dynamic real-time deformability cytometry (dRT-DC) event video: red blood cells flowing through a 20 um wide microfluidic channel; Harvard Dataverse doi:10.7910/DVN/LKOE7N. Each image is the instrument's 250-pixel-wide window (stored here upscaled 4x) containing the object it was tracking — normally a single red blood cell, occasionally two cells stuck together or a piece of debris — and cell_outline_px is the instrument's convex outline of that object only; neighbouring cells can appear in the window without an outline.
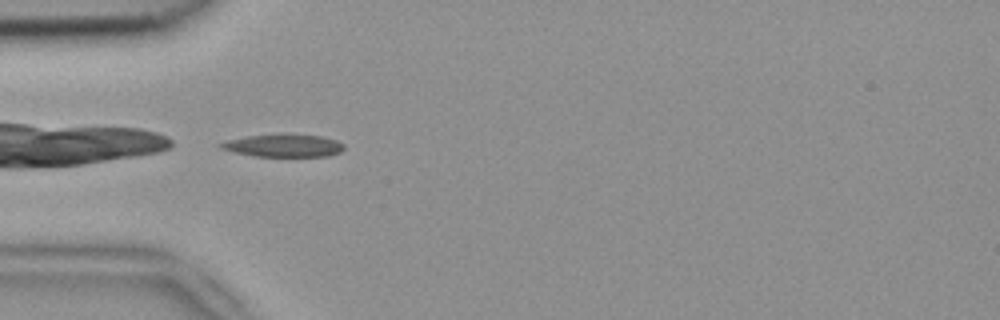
{"species": "common noctule bat (a hibernating species)", "species_latin": "Nyctalus noctula", "temperature_condition": "room temperature", "stored_images_in_passage": 5, "camera_frame_rate_fps": 3000, "um_per_image_px": 0.085, "animal": {"sex": "female", "body_mass_g": 18.4}, "frame": {"image": 1, "passage_image": 4, "time_ms": 1.0, "image_size_px": [1000, 320], "cell_outline_px": [[344, 148], [340, 152], [328, 156], [252, 156], [232, 152], [220, 148], [216, 144], [228, 140], [248, 136], [320, 136], [336, 140], [344, 144]], "centroid_in_image_um": [24.06, 12.41], "position_along_channel_um": 60.9, "area_um2": 15.66}}